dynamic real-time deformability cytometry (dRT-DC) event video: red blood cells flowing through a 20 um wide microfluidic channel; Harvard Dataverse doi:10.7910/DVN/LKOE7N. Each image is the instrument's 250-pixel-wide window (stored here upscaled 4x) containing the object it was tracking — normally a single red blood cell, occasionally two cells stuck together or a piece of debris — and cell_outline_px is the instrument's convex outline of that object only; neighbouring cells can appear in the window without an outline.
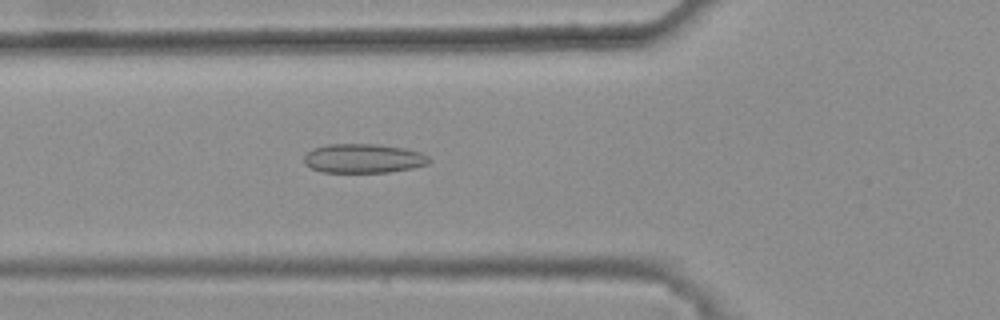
{"species": "common noctule bat (a hibernating species)", "species_latin": "Nyctalus noctula", "temperature_condition": "warm", "stored_images_in_passage": 46, "camera_frame_rate_fps": 3000, "um_per_image_px": 0.085, "animal": {"sex": "female", "body_mass_g": 25.1}, "frame": {"image": 1, "passage_image": 19, "time_ms": 6.0, "image_size_px": [1000, 320], "cell_outline_px": [[432, 160], [428, 164], [412, 168], [388, 172], [320, 172], [304, 164], [304, 156], [312, 148], [328, 144], [376, 144], [404, 148], [420, 152], [428, 156]], "centroid_in_image_um": [30.88, 13.46], "position_along_channel_um": 94.9, "area_um2": 21.33}}
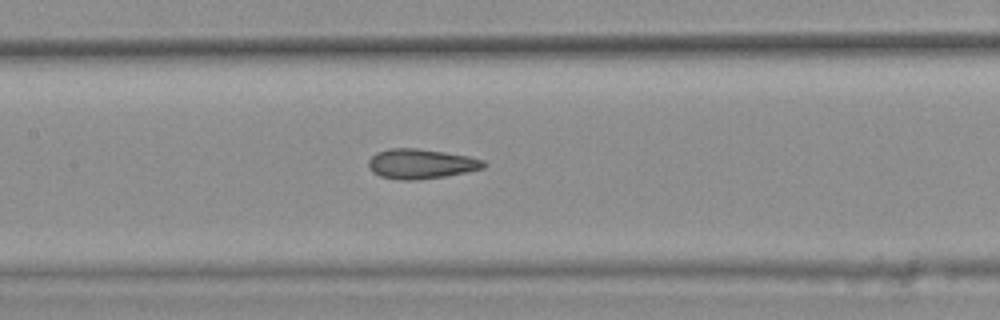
{"frame": {"image": 2, "passage_image": 25, "time_ms": 8.0, "image_size_px": [1000, 320], "cell_outline_px": [[488, 164], [484, 168], [444, 176], [416, 180], [400, 180], [380, 176], [372, 172], [368, 164], [368, 160], [376, 152], [388, 148], [416, 148], [444, 152], [468, 156], [484, 160]], "centroid_in_image_um": [35.76, 13.92], "position_along_channel_um": 171.6, "area_um2": 20.0}}
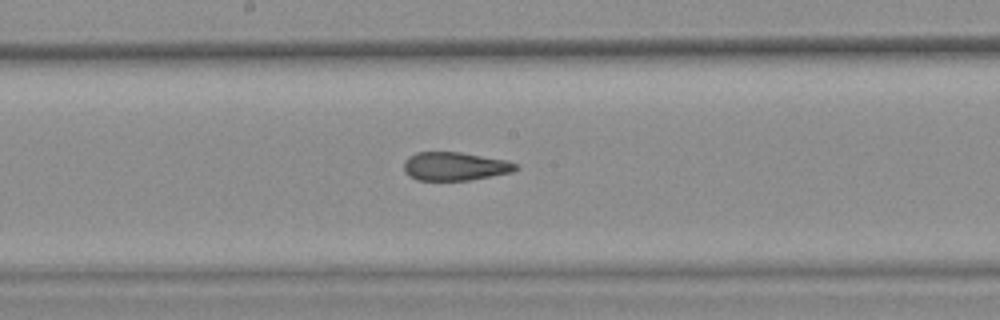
{"frame": {"image": 3, "passage_image": 28, "time_ms": 9.0, "image_size_px": [1000, 320], "cell_outline_px": [[520, 168], [512, 172], [472, 180], [416, 180], [404, 172], [404, 160], [408, 156], [416, 152], [460, 152], [508, 160], [516, 164]], "centroid_in_image_um": [38.67, 14.13], "position_along_channel_um": 209.5, "area_um2": 18.73}, "authors_computed_cell_mechanics": {"area_um2": 19.6809, "velocity_mm_per_s": 3.8164, "shape_relaxation_time_tau1_ms": null, "shape_relaxation_time_tau2_ms": 1.94, "deformation_change_tau1": null, "deformation_change_tau2": 0.1021}}